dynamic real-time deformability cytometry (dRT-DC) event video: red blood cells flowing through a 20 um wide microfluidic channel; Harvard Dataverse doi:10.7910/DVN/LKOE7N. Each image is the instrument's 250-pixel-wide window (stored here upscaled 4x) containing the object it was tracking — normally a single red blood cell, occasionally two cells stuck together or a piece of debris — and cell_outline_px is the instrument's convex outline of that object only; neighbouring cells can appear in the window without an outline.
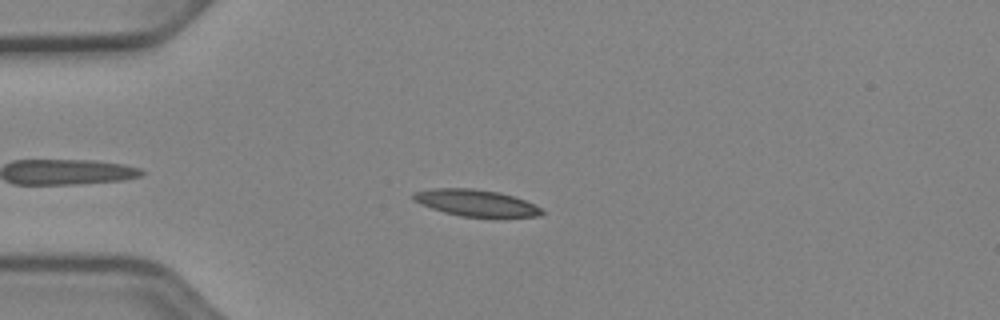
{"species": "Egyptian fruit bat (a non-hibernating species)", "species_latin": "Rousettus aegyptiacus", "temperature_condition": "cold", "stored_images_in_passage": 42, "camera_frame_rate_fps": 3000, "um_per_image_px": 0.085, "animal": {"sex": "female"}, "frame": {"image": 1, "passage_image": 7, "time_ms": 2.0, "image_size_px": [1000, 320], "cell_outline_px": [[544, 212], [540, 216], [460, 216], [444, 212], [420, 204], [412, 200], [412, 192], [432, 188], [472, 188], [500, 192], [524, 200], [540, 208]], "centroid_in_image_um": [40.37, 17.22], "position_along_channel_um": 44.6, "area_um2": 19.65}}
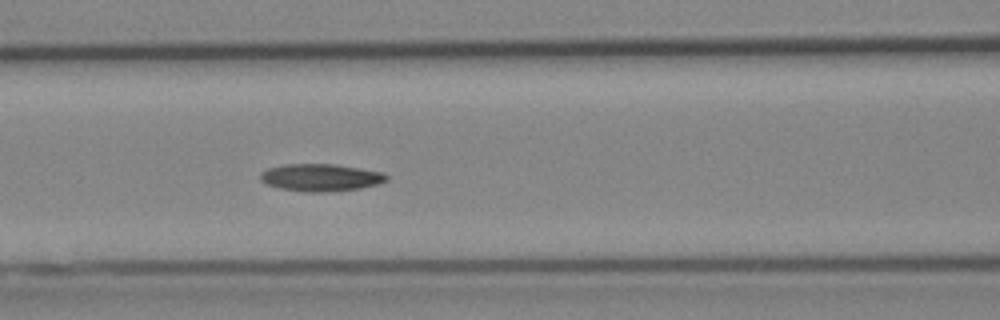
{"frame": {"image": 2, "passage_image": 16, "time_ms": 5.0, "image_size_px": [1000, 320], "cell_outline_px": [[388, 180], [376, 184], [360, 188], [328, 192], [304, 192], [280, 188], [268, 184], [260, 180], [260, 172], [268, 168], [284, 164], [336, 164], [384, 172], [388, 176]], "centroid_in_image_um": [27.26, 15.08], "position_along_channel_um": 139.3, "area_um2": 20.17}}
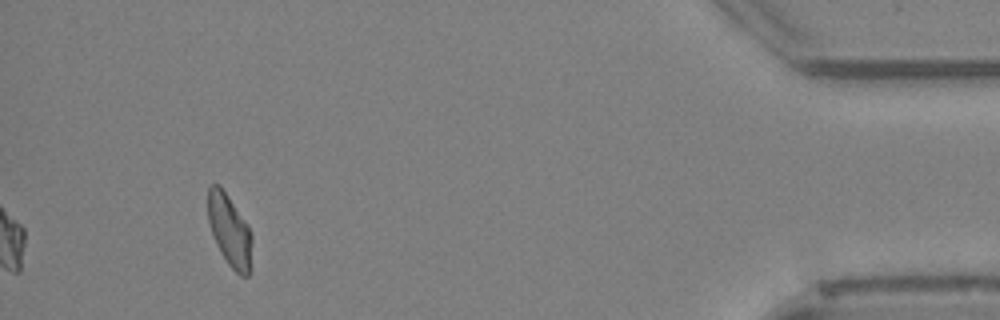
{"frame": {"image": 3, "passage_image": 42, "time_ms": 13.667, "image_size_px": [1000, 320], "cell_outline_px": [[252, 272], [248, 276], [240, 276], [228, 264], [220, 252], [216, 244], [208, 220], [208, 188], [212, 184], [220, 184], [244, 220], [252, 236]], "centroid_in_image_um": [19.54, 19.65], "position_along_channel_um": 415.7, "area_um2": 18.55}}